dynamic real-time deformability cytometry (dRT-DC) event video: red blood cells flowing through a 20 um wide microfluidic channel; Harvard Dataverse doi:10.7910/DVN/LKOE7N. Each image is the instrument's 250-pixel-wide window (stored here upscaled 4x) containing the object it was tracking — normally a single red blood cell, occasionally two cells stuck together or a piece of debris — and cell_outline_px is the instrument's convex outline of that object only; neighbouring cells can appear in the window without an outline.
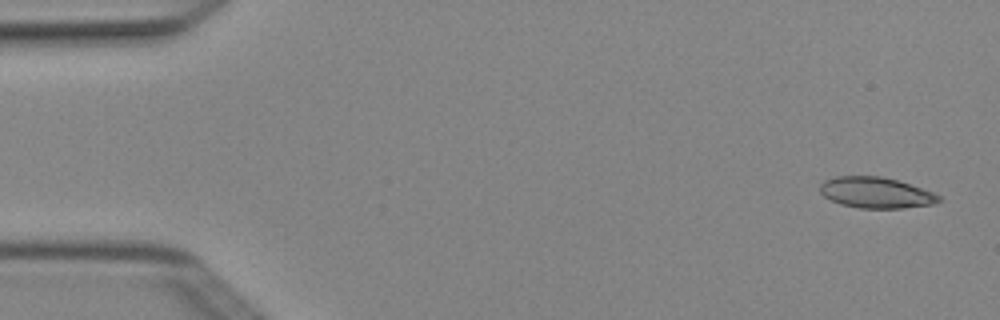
{"species": "Egyptian fruit bat (a non-hibernating species)", "species_latin": "Rousettus aegyptiacus", "temperature_condition": "cold", "stored_images_in_passage": 3, "camera_frame_rate_fps": 3000, "um_per_image_px": 0.085, "animal": {"sex": "female"}, "frame": {"image": 1, "passage_image": 1, "time_ms": 0.0, "image_size_px": [1000, 320], "cell_outline_px": [[940, 200], [936, 204], [904, 208], [860, 208], [840, 204], [824, 196], [820, 192], [820, 184], [824, 180], [836, 176], [880, 176], [896, 180], [932, 192], [940, 196]], "centroid_in_image_um": [74.43, 16.38], "position_along_channel_um": 10.6, "area_um2": 21.27}}
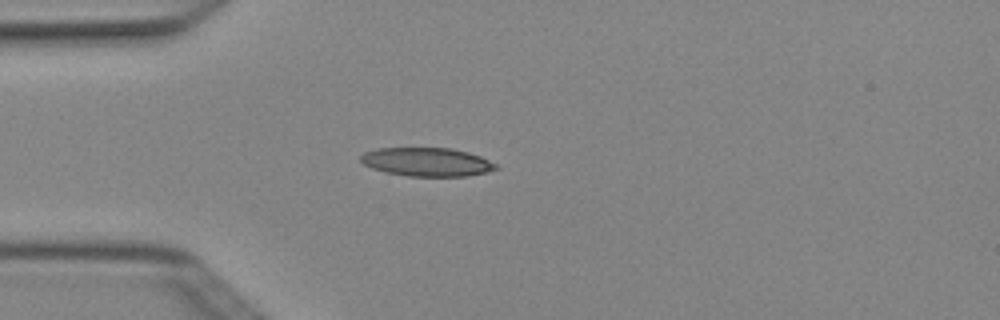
{"frame": {"image": 2, "passage_image": 2, "time_ms": 0.333, "image_size_px": [1000, 320], "cell_outline_px": [[500, 168], [488, 172], [468, 176], [408, 176], [384, 172], [372, 168], [364, 164], [360, 160], [360, 156], [364, 152], [376, 148], [452, 148], [468, 152], [480, 156], [496, 164]], "centroid_in_image_um": [36.29, 13.77], "position_along_channel_um": 48.7, "area_um2": 22.66}}